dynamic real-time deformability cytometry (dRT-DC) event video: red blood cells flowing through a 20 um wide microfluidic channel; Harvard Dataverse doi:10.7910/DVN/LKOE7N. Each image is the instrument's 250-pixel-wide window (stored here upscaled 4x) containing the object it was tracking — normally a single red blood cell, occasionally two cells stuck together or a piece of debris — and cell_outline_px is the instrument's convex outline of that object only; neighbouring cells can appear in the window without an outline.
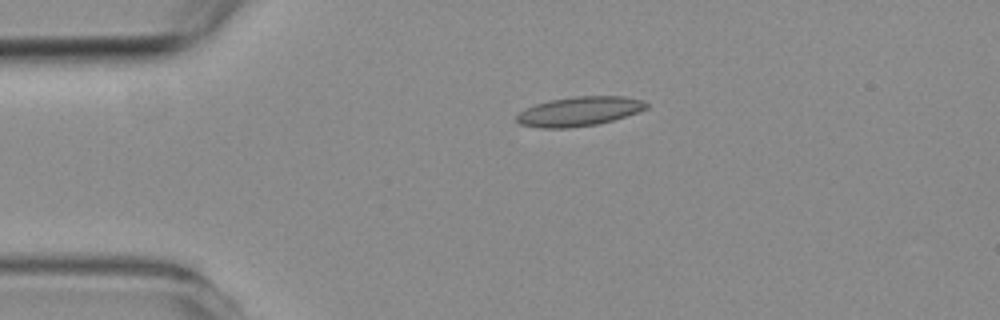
{"species": "common noctule bat (a hibernating species)", "species_latin": "Nyctalus noctula", "temperature_condition": "room temperature", "stored_images_in_passage": 3, "camera_frame_rate_fps": 3000, "um_per_image_px": 0.085, "animal": {"sex": "female", "body_mass_g": 19.3, "forearm_length_mm": 54.1}, "frame": {"image": 1, "passage_image": 1, "time_ms": 0.0, "image_size_px": [1000, 320], "cell_outline_px": [[648, 108], [612, 120], [596, 124], [572, 128], [540, 128], [520, 124], [516, 120], [516, 116], [524, 108], [536, 104], [552, 100], [576, 96], [624, 96], [644, 100], [648, 104]], "centroid_in_image_um": [49.22, 9.46], "position_along_channel_um": 35.8, "area_um2": 22.08}}